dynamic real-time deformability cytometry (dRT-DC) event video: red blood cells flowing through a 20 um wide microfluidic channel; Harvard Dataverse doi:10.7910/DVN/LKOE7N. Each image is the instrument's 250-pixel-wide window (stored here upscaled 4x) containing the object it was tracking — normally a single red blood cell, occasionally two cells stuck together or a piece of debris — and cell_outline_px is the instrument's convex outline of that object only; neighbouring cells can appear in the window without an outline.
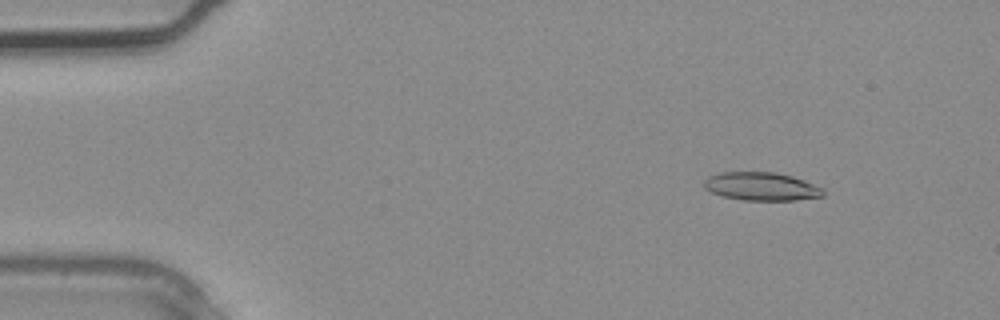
{"species": "common noctule bat (a hibernating species)", "species_latin": "Nyctalus noctula", "temperature_condition": "warm", "stored_images_in_passage": 2, "camera_frame_rate_fps": 3000, "um_per_image_px": 0.085, "animal": {"sex": "male", "body_mass_g": 20.4}, "frame": {"image": 1, "passage_image": 1, "time_ms": 0.0, "image_size_px": [1000, 320], "cell_outline_px": [[824, 196], [796, 200], [744, 200], [720, 196], [704, 188], [704, 180], [708, 176], [720, 172], [776, 172], [792, 176], [804, 180], [824, 188]], "centroid_in_image_um": [64.72, 15.84], "position_along_channel_um": 20.3, "area_um2": 19.77}}